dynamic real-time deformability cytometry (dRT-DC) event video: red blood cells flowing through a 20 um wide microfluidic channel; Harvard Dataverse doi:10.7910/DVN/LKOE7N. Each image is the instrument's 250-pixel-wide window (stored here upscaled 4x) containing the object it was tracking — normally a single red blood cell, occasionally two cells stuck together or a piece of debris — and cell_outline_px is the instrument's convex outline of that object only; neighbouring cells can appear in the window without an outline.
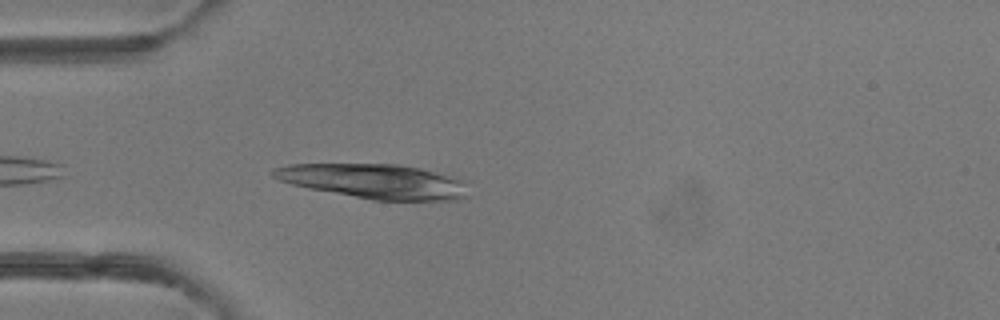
{"species": "common noctule bat (a hibernating species)", "species_latin": "Nyctalus noctula", "temperature_condition": "room temperature", "stored_images_in_passage": 3, "camera_frame_rate_fps": 3000, "um_per_image_px": 0.085, "animal": {"sex": "female"}, "frame": {"image": 1, "passage_image": 3, "time_ms": 2.333, "image_size_px": [1000, 320], "cell_outline_px": [[468, 196], [460, 200], [372, 200], [308, 188], [292, 184], [280, 180], [272, 176], [268, 172], [272, 168], [288, 164], [400, 164], [420, 168], [456, 176], [468, 180]], "centroid_in_image_um": [31.89, 15.4], "position_along_channel_um": 53.1, "area_um2": 39.94}}